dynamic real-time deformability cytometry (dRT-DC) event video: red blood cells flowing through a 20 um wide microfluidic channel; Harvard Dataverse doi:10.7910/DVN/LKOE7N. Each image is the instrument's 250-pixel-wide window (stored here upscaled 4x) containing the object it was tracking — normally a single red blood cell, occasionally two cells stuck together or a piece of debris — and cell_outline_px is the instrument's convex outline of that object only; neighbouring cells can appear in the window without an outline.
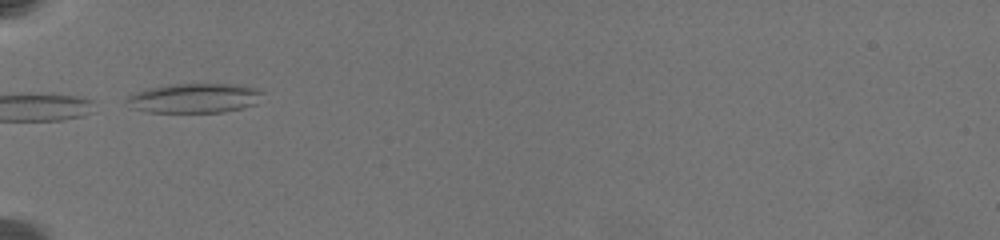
{"species": "common noctule bat (a hibernating species)", "species_latin": "Nyctalus noctula", "temperature_condition": "warm", "stored_images_in_passage": 4, "camera_frame_rate_fps": 3000, "um_per_image_px": 0.085, "animal": {"sex": "female", "body_mass_g": 19.5, "forearm_length_mm": 54.1}, "frame": {"image": 1, "passage_image": 1, "time_ms": 0.0, "image_size_px": [1000, 240], "cell_outline_px": [[264, 92], [256, 104], [244, 108], [220, 112], [148, 112], [132, 108], [124, 104], [124, 100], [128, 96], [136, 92], [148, 88], [168, 84], [232, 84], [256, 88]], "centroid_in_image_um": [16.49, 8.34], "position_along_channel_um": 68.5, "area_um2": 23.58}}